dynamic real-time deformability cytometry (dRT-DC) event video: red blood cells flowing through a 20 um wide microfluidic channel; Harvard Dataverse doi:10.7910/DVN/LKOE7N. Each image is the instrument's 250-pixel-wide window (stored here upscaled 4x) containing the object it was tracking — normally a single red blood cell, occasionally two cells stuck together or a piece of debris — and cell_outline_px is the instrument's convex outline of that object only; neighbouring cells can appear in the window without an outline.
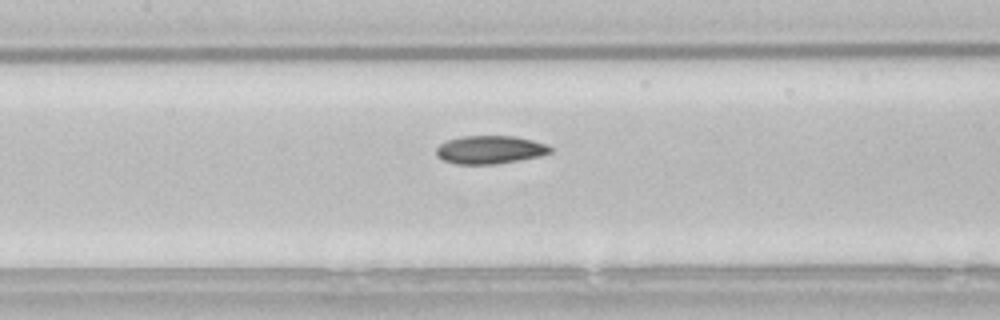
{"species": "common noctule bat (a hibernating species)", "species_latin": "Nyctalus noctula", "temperature_condition": "room temperature", "stored_images_in_passage": 33, "camera_frame_rate_fps": 3000, "um_per_image_px": 0.085, "animal": {"sex": "male", "body_mass_g": 21.5, "forearm_length_mm": 52.0}, "frame": {"image": 1, "passage_image": 15, "time_ms": 4.667, "image_size_px": [1000, 320], "cell_outline_px": [[552, 152], [540, 156], [496, 164], [456, 164], [444, 160], [436, 156], [436, 148], [440, 144], [448, 140], [460, 136], [516, 136], [548, 144], [552, 148]], "centroid_in_image_um": [41.66, 12.72], "position_along_channel_um": 165.7, "area_um2": 18.79}}
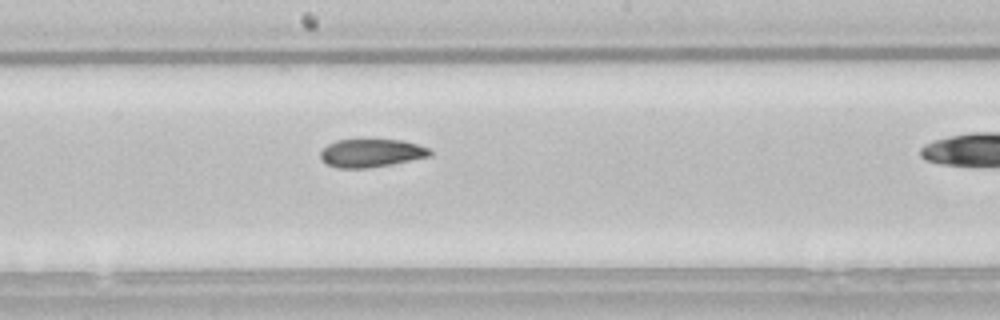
{"frame": {"image": 2, "passage_image": 19, "time_ms": 6.0, "image_size_px": [1000, 320], "cell_outline_px": [[432, 156], [392, 164], [368, 168], [336, 168], [320, 160], [320, 152], [328, 144], [336, 140], [404, 140], [432, 148]], "centroid_in_image_um": [31.59, 13.01], "position_along_channel_um": 216.6, "area_um2": 18.15}}